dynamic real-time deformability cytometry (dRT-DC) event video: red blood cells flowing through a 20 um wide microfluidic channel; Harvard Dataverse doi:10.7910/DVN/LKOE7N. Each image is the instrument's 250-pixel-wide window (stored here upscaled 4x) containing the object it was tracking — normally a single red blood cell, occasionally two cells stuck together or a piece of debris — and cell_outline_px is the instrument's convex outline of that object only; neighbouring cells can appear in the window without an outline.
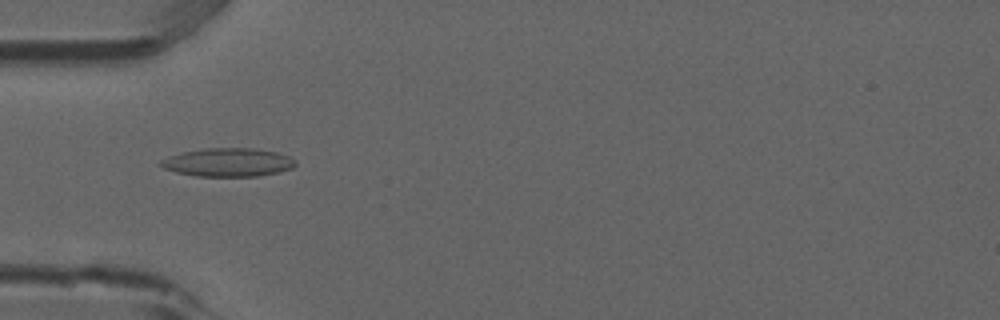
{"species": "common noctule bat (a hibernating species)", "species_latin": "Nyctalus noctula", "temperature_condition": "room temperature", "stored_images_in_passage": 53, "camera_frame_rate_fps": 3000, "um_per_image_px": 0.085, "animal": {"sex": "male", "forearm_length_mm": 52.5}, "frame": {"image": 1, "passage_image": 17, "time_ms": 5.333, "image_size_px": [1000, 320], "cell_outline_px": [[296, 164], [292, 168], [280, 172], [256, 176], [196, 176], [176, 172], [164, 168], [156, 164], [160, 160], [184, 152], [204, 148], [256, 148], [276, 152], [288, 156]], "centroid_in_image_um": [19.36, 13.8], "position_along_channel_um": 65.6, "area_um2": 22.2}}
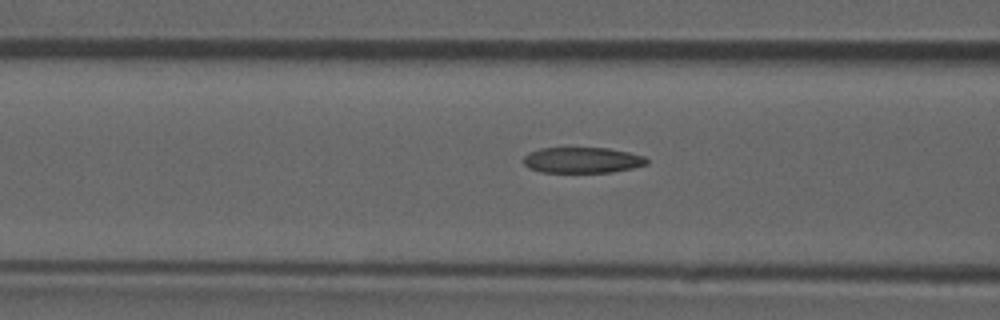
{"frame": {"image": 2, "passage_image": 21, "time_ms": 6.667, "image_size_px": [1000, 320], "cell_outline_px": [[648, 164], [632, 168], [612, 172], [540, 172], [528, 168], [520, 160], [528, 152], [540, 148], [608, 148], [628, 152], [644, 156], [648, 160]], "centroid_in_image_um": [49.45, 13.61], "position_along_channel_um": 117.2, "area_um2": 18.67}}
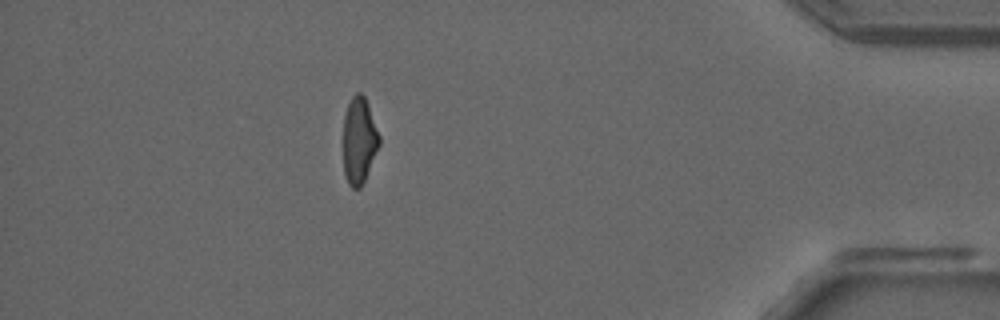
{"frame": {"image": 3, "passage_image": 47, "time_ms": 15.333, "image_size_px": [1000, 320], "cell_outline_px": [[380, 144], [364, 180], [360, 188], [352, 188], [348, 184], [344, 172], [344, 116], [348, 104], [352, 96], [356, 92], [360, 92], [364, 96], [368, 104], [380, 136]], "centroid_in_image_um": [30.53, 11.93], "position_along_channel_um": 404.7, "area_um2": 17.98}, "authors_computed_cell_mechanics": {"area_um2": 19.5942, "velocity_mm_per_s": 3.8848, "shape_relaxation_time_tau1_ms": null, "shape_relaxation_time_tau2_ms": 2.4103, "deformation_change_tau1": null, "deformation_change_tau2": 0.0986}}